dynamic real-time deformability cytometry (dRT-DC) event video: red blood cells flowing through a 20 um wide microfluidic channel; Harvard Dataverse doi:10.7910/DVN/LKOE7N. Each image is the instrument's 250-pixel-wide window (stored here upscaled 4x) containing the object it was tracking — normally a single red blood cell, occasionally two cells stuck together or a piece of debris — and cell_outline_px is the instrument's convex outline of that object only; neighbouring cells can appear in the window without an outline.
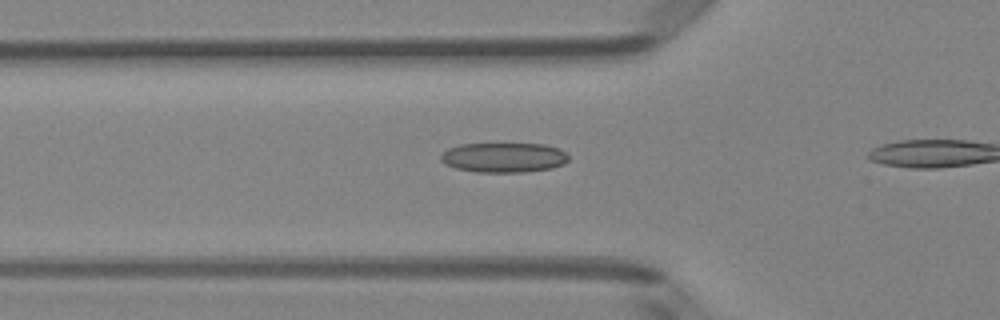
{"species": "Egyptian fruit bat (a non-hibernating species)", "species_latin": "Rousettus aegyptiacus", "temperature_condition": "room temperature", "stored_images_in_passage": 8, "camera_frame_rate_fps": 3000, "um_per_image_px": 0.085, "animal": {"sex": "female"}, "frame": {"image": 1, "passage_image": 3, "time_ms": 0.667, "image_size_px": [1000, 320], "cell_outline_px": [[568, 160], [564, 164], [552, 168], [524, 172], [476, 172], [456, 168], [444, 164], [440, 160], [440, 156], [448, 148], [460, 144], [544, 144], [556, 148], [564, 152], [568, 156]], "centroid_in_image_um": [42.79, 13.39], "position_along_channel_um": 83.0, "area_um2": 22.14}}
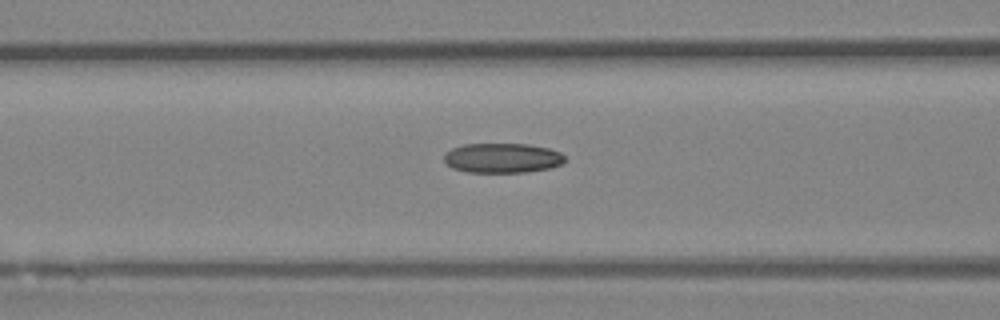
{"frame": {"image": 2, "passage_image": 6, "time_ms": 1.667, "image_size_px": [1000, 320], "cell_outline_px": [[564, 160], [560, 164], [548, 168], [528, 172], [468, 172], [452, 168], [444, 160], [444, 156], [452, 148], [464, 144], [528, 144], [548, 148], [560, 152], [564, 156]], "centroid_in_image_um": [42.69, 13.43], "position_along_channel_um": 123.9, "area_um2": 20.75}}